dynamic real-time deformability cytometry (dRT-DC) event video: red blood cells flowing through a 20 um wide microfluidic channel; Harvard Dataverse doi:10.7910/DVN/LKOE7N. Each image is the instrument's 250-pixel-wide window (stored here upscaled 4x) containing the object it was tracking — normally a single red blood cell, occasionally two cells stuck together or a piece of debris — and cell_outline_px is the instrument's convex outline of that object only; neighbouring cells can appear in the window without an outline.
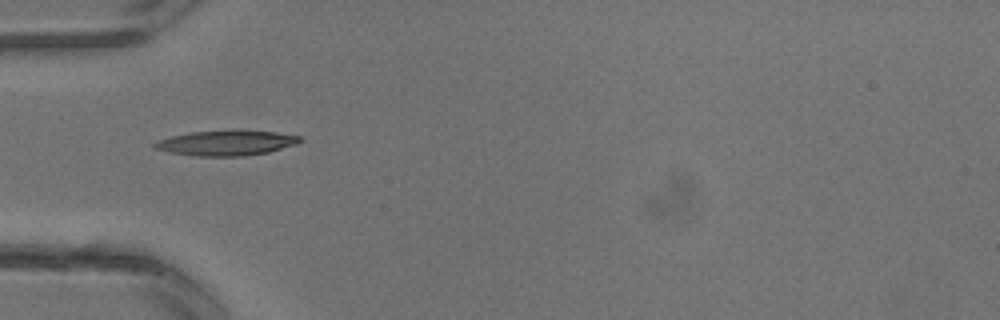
{"species": "common noctule bat (a hibernating species)", "species_latin": "Nyctalus noctula", "temperature_condition": "warm", "stored_images_in_passage": 5, "camera_frame_rate_fps": 3000, "um_per_image_px": 0.085, "animal": {"sex": "male", "body_mass_g": 13.3}, "frame": {"image": 1, "passage_image": 1, "time_ms": 0.0, "image_size_px": [1000, 320], "cell_outline_px": [[304, 140], [296, 144], [268, 152], [244, 156], [196, 156], [168, 152], [156, 148], [152, 144], [160, 140], [172, 136], [192, 132], [232, 128], [276, 132], [300, 136]], "centroid_in_image_um": [19.29, 12.12], "position_along_channel_um": 65.7, "area_um2": 21.68}}
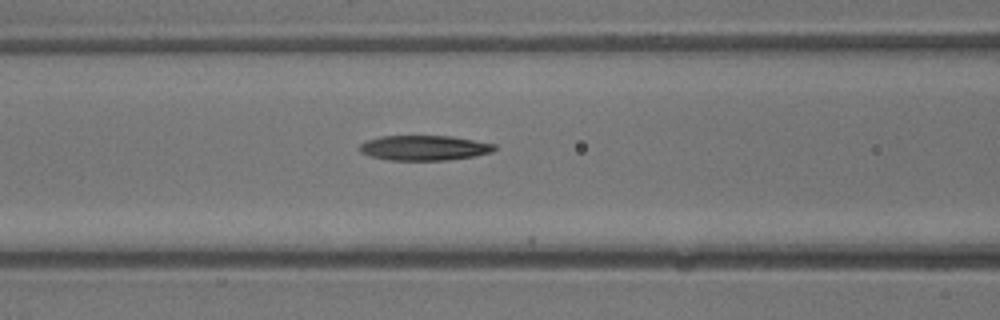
{"frame": {"image": 2, "passage_image": 4, "time_ms": 1.0, "image_size_px": [1000, 320], "cell_outline_px": [[496, 148], [492, 152], [476, 156], [444, 160], [388, 160], [372, 156], [360, 152], [360, 144], [368, 140], [380, 136], [452, 136], [496, 144]], "centroid_in_image_um": [36.09, 12.57], "position_along_channel_um": 130.5, "area_um2": 19.59}}